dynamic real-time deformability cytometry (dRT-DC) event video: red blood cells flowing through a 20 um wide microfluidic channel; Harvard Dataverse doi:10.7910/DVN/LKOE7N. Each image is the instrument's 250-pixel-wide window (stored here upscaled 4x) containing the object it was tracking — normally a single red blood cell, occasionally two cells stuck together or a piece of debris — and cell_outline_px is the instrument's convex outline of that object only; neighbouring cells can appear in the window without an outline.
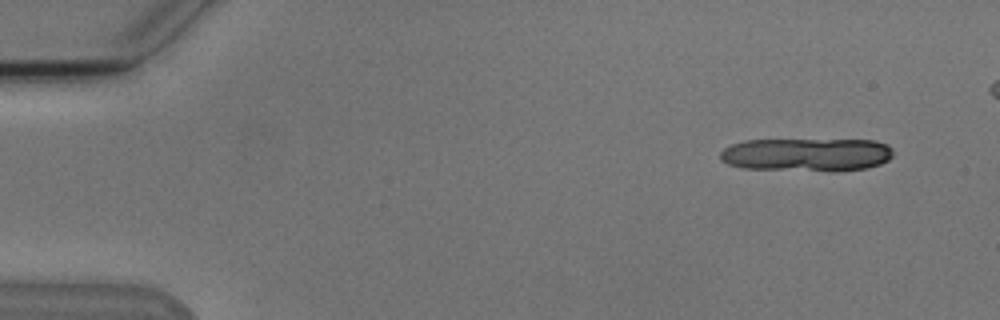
{"species": "Egyptian fruit bat (a non-hibernating species)", "species_latin": "Rousettus aegyptiacus", "temperature_condition": "cold", "stored_images_in_passage": 4, "camera_frame_rate_fps": 3000, "um_per_image_px": 0.085, "animal": {"sex": "male"}, "frame": {"image": 1, "passage_image": 1, "time_ms": 0.0, "image_size_px": [1000, 320], "cell_outline_px": [[892, 156], [888, 160], [880, 164], [864, 168], [836, 172], [832, 172], [744, 168], [728, 164], [720, 160], [720, 152], [724, 148], [732, 144], [744, 140], [876, 140], [888, 144], [892, 148]], "centroid_in_image_um": [68.58, 13.15], "position_along_channel_um": 16.4, "area_um2": 33.99}}